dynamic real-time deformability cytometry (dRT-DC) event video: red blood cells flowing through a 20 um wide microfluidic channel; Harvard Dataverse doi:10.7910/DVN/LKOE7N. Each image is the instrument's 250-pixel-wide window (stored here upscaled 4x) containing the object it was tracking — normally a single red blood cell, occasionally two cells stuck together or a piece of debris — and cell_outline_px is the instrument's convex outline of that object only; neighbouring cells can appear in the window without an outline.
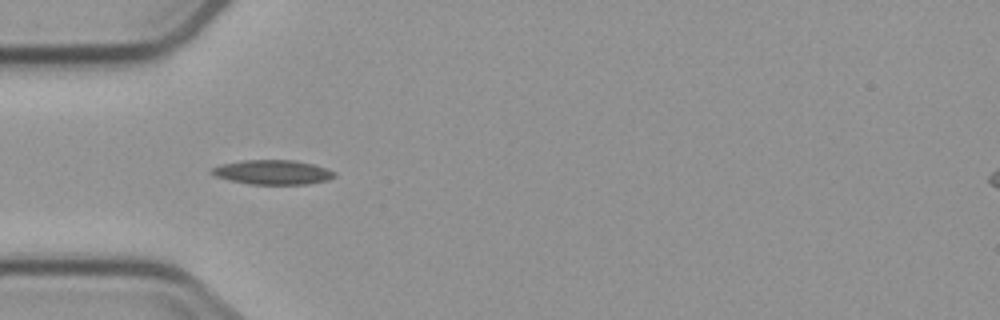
{"species": "common noctule bat (a hibernating species)", "species_latin": "Nyctalus noctula", "temperature_condition": "cold", "stored_images_in_passage": 4, "camera_frame_rate_fps": 3000, "um_per_image_px": 0.085, "animal": {"sex": "male", "body_mass_g": 23.1, "forearm_length_mm": 52.7}, "frame": {"image": 1, "passage_image": 4, "time_ms": 4.0, "image_size_px": [1000, 320], "cell_outline_px": [[336, 176], [328, 180], [308, 184], [248, 184], [228, 180], [216, 176], [208, 172], [212, 168], [220, 164], [244, 160], [296, 160], [312, 164], [336, 172]], "centroid_in_image_um": [23.15, 14.64], "position_along_channel_um": 61.8, "area_um2": 17.57}}